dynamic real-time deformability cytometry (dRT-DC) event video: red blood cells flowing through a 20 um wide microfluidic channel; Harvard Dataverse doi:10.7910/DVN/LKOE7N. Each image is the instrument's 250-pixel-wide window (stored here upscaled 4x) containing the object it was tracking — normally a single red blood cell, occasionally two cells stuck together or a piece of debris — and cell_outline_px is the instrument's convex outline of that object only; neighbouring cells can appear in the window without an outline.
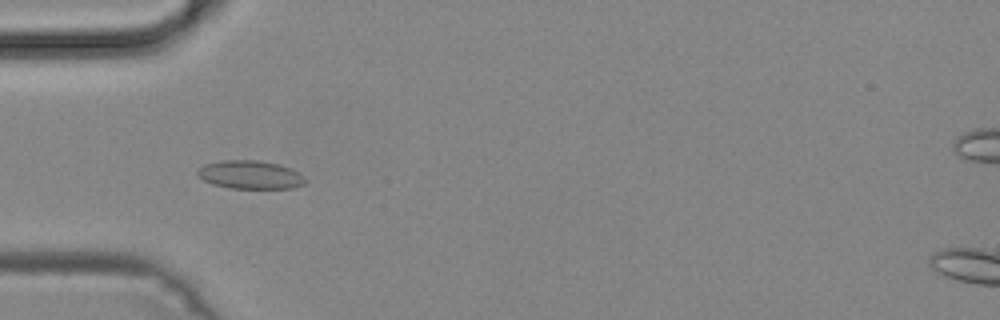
{"species": "common noctule bat (a hibernating species)", "species_latin": "Nyctalus noctula", "temperature_condition": "cold", "stored_images_in_passage": 45, "camera_frame_rate_fps": 3000, "um_per_image_px": 0.085, "animal": {"sex": "male", "body_mass_g": 19.2, "forearm_length_mm": 51.8}, "frame": {"image": 1, "passage_image": 11, "time_ms": 3.333, "image_size_px": [1000, 320], "cell_outline_px": [[308, 180], [304, 184], [292, 188], [228, 188], [212, 184], [196, 176], [196, 168], [204, 164], [224, 160], [256, 160], [280, 164], [304, 176]], "centroid_in_image_um": [21.22, 14.85], "position_along_channel_um": 63.8, "area_um2": 17.92}}
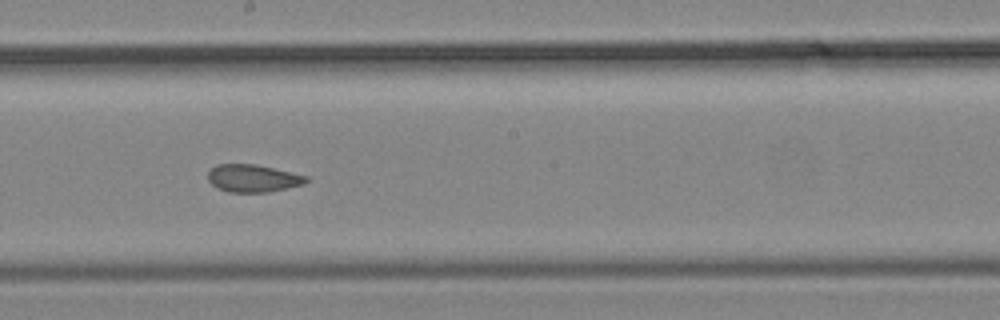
{"frame": {"image": 2, "passage_image": 23, "time_ms": 7.333, "image_size_px": [1000, 320], "cell_outline_px": [[308, 180], [304, 184], [268, 192], [228, 192], [216, 188], [208, 180], [208, 168], [216, 164], [256, 164], [308, 176]], "centroid_in_image_um": [21.45, 15.15], "position_along_channel_um": 226.7, "area_um2": 15.9}}
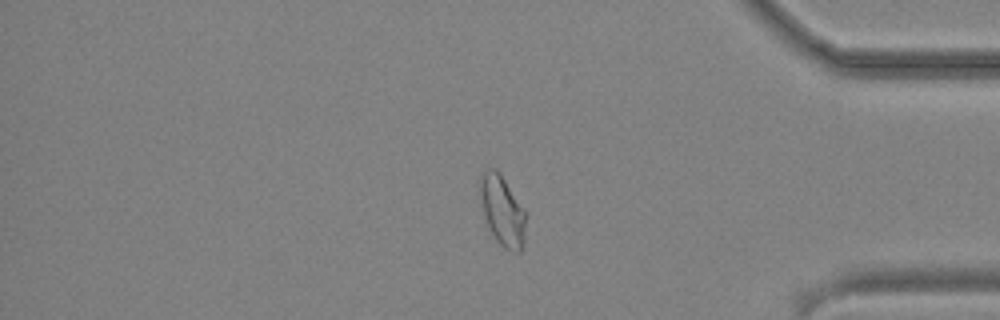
{"frame": {"image": 3, "passage_image": 37, "time_ms": 12.0, "image_size_px": [1000, 320], "cell_outline_px": [[528, 212], [524, 248], [520, 252], [516, 252], [504, 248], [496, 240], [488, 224], [484, 212], [480, 196], [480, 172], [484, 168], [496, 168], [500, 172]], "centroid_in_image_um": [42.77, 17.88], "position_along_channel_um": 392.4, "area_um2": 19.31}}